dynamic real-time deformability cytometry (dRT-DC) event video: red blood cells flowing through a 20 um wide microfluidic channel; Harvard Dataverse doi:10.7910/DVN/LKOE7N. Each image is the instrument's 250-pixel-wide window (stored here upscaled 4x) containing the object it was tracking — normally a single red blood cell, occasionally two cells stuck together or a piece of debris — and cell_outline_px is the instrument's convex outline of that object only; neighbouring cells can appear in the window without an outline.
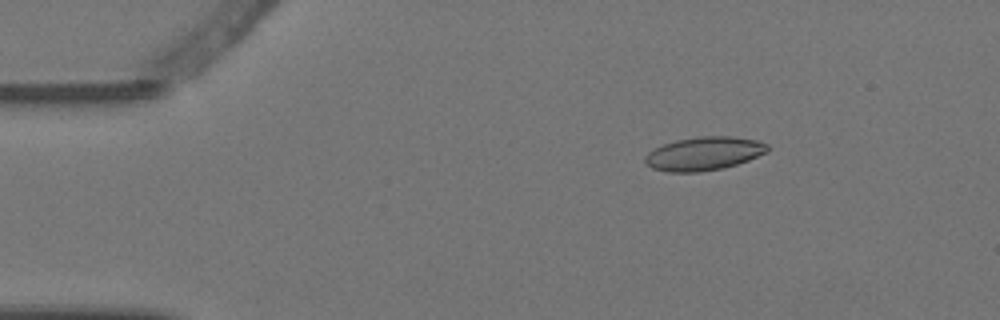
{"species": "Egyptian fruit bat (a non-hibernating species)", "species_latin": "Rousettus aegyptiacus", "temperature_condition": "warm", "stored_images_in_passage": 6, "camera_frame_rate_fps": 3000, "um_per_image_px": 0.085, "animal": {"sex": "female"}, "frame": {"image": 1, "passage_image": 3, "time_ms": 0.667, "image_size_px": [1000, 320], "cell_outline_px": [[768, 152], [748, 160], [724, 168], [700, 172], [668, 172], [652, 168], [644, 160], [644, 156], [648, 152], [664, 144], [676, 140], [700, 136], [728, 136], [756, 140], [768, 144]], "centroid_in_image_um": [59.84, 13.06], "position_along_channel_um": 25.2, "area_um2": 23.81}}
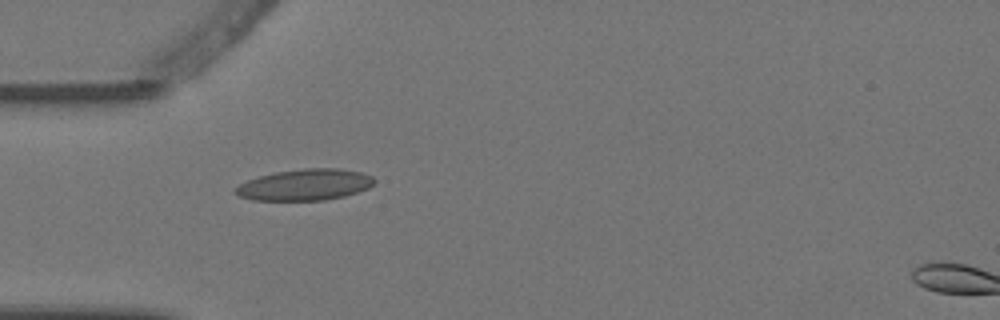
{"frame": {"image": 2, "passage_image": 5, "time_ms": 1.333, "image_size_px": [1000, 320], "cell_outline_px": [[376, 180], [368, 188], [344, 196], [324, 200], [252, 200], [240, 196], [232, 192], [232, 188], [248, 180], [260, 176], [276, 172], [304, 168], [336, 168], [360, 172], [372, 176]], "centroid_in_image_um": [25.88, 15.7], "position_along_channel_um": 59.1, "area_um2": 25.2}}